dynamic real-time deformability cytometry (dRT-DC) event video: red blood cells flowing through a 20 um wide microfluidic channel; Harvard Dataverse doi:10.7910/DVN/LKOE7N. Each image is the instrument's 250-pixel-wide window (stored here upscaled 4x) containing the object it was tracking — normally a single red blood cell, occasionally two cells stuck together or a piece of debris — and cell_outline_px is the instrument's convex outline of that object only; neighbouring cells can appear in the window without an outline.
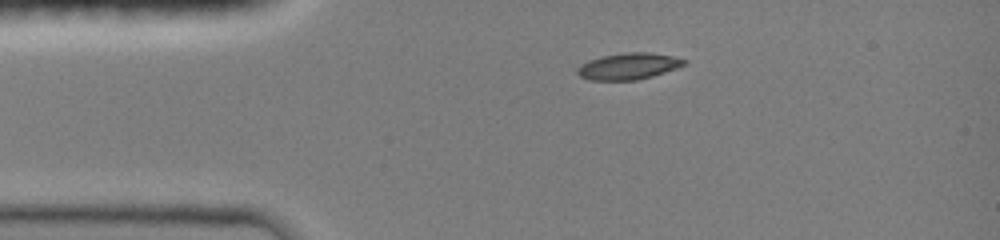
{"species": "common noctule bat (a hibernating species)", "species_latin": "Nyctalus noctula", "temperature_condition": "room temperature", "stored_images_in_passage": 3, "camera_frame_rate_fps": 3000, "um_per_image_px": 0.085, "animal": {"sex": "female", "body_mass_g": 19.0, "forearm_length_mm": 51.5}, "frame": {"image": 1, "passage_image": 1, "time_ms": 0.0, "image_size_px": [1000, 240], "cell_outline_px": [[688, 64], [652, 76], [636, 80], [592, 80], [580, 76], [576, 72], [576, 68], [580, 64], [588, 60], [600, 56], [624, 52], [648, 52], [672, 56], [688, 60]], "centroid_in_image_um": [53.41, 5.62], "position_along_channel_um": 31.6, "area_um2": 16.59}}